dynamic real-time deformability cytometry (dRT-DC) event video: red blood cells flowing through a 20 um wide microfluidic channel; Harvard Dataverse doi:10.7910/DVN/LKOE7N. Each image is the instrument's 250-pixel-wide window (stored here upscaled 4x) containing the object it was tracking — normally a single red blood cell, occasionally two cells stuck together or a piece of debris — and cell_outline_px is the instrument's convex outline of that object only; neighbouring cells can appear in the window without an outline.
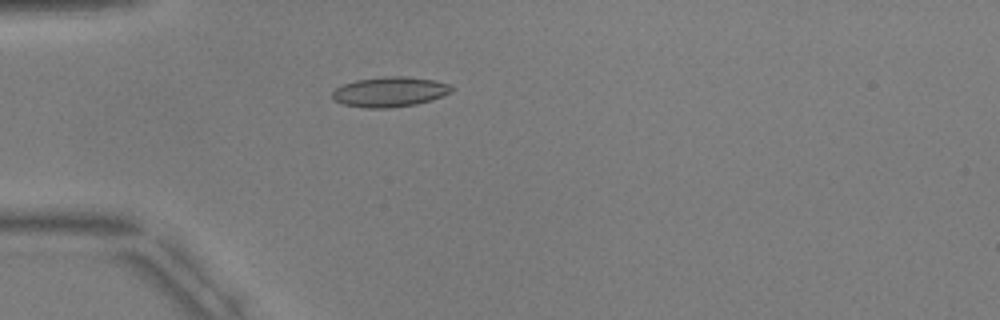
{"species": "common noctule bat (a hibernating species)", "species_latin": "Nyctalus noctula", "temperature_condition": "warm", "stored_images_in_passage": 4, "camera_frame_rate_fps": 3000, "um_per_image_px": 0.085, "animal": {"sex": "male", "body_mass_g": 17.9, "forearm_length_mm": 54.2}, "frame": {"image": 1, "passage_image": 3, "time_ms": 3.0, "image_size_px": [1000, 320], "cell_outline_px": [[456, 88], [452, 92], [432, 100], [416, 104], [388, 108], [368, 108], [344, 104], [332, 100], [332, 92], [336, 88], [344, 84], [356, 80], [384, 76], [404, 76], [432, 80], [448, 84]], "centroid_in_image_um": [33.14, 7.81], "position_along_channel_um": 51.9, "area_um2": 20.87}}